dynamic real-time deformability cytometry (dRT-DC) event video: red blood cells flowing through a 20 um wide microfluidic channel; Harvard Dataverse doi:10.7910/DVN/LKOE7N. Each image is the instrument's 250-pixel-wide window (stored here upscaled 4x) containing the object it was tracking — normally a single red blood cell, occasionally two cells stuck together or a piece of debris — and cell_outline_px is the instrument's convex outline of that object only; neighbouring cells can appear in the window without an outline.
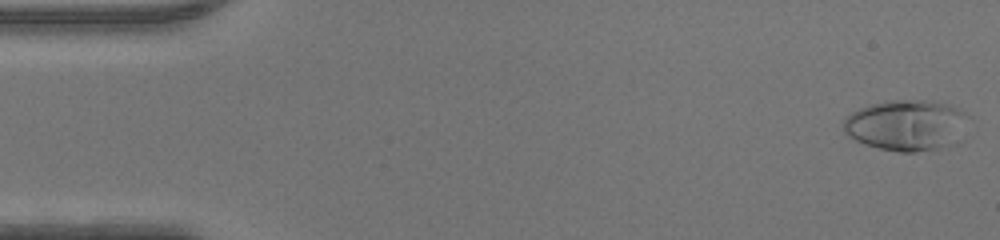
{"species": "human", "species_latin": "Homo sapiens", "temperature_condition": "warm", "stored_images_in_passage": 47, "camera_frame_rate_fps": 3000, "um_per_image_px": 0.085, "donor": {"sex": "male"}, "frame": {"image": 1, "passage_image": 1, "time_ms": 0.0, "image_size_px": [1000, 240], "cell_outline_px": [[972, 116], [956, 144], [916, 152], [900, 152], [880, 148], [864, 144], [848, 136], [844, 132], [844, 120], [852, 112], [860, 108], [872, 104], [892, 100], [924, 100], [948, 104]], "centroid_in_image_um": [77.09, 10.64], "position_along_channel_um": 7.9, "area_um2": 37.11}}
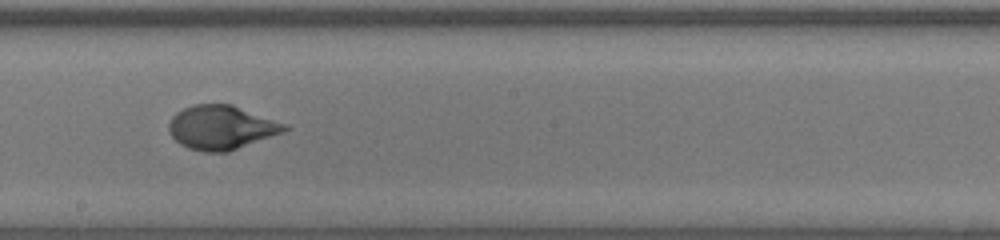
{"frame": {"image": 2, "passage_image": 26, "time_ms": 8.333, "image_size_px": [1000, 240], "cell_outline_px": [[292, 128], [284, 132], [228, 152], [204, 152], [188, 148], [180, 144], [168, 132], [168, 124], [172, 116], [176, 112], [192, 104], [232, 104], [288, 124]], "centroid_in_image_um": [18.83, 10.83], "position_along_channel_um": 229.4, "area_um2": 30.0}}
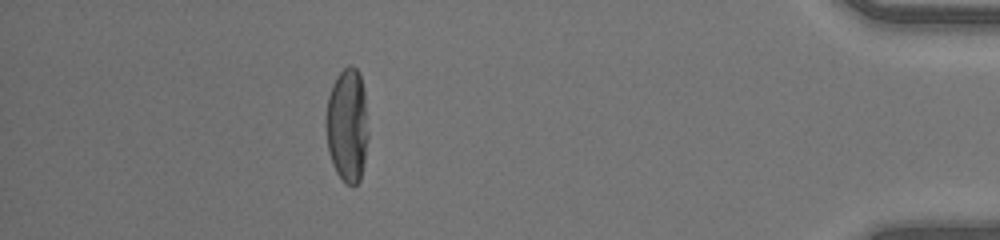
{"frame": {"image": 3, "passage_image": 42, "time_ms": 13.667, "image_size_px": [1000, 240], "cell_outline_px": [[368, 136], [364, 164], [360, 180], [352, 188], [336, 172], [332, 164], [328, 152], [324, 120], [328, 96], [332, 84], [336, 76], [348, 64], [352, 64], [356, 68], [360, 76], [364, 88], [368, 132]], "centroid_in_image_um": [29.5, 10.64], "position_along_channel_um": 405.7, "area_um2": 28.61}}